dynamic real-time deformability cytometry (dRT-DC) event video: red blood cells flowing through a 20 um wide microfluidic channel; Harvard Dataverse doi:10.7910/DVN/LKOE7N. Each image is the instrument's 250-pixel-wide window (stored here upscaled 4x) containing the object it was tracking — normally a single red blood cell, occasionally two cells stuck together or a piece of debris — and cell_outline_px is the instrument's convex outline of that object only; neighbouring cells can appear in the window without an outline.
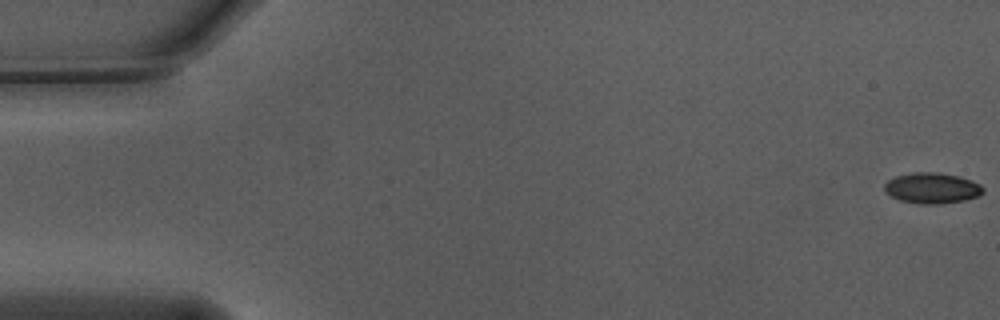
{"species": "Egyptian fruit bat (a non-hibernating species)", "species_latin": "Rousettus aegyptiacus", "temperature_condition": "warm", "stored_images_in_passage": 18, "camera_frame_rate_fps": 3000, "um_per_image_px": 0.085, "animal": {"sex": "male"}, "frame": {"image": 1, "passage_image": 1, "time_ms": 0.0, "image_size_px": [1000, 320], "cell_outline_px": [[984, 192], [980, 196], [964, 200], [940, 204], [916, 204], [900, 200], [892, 196], [884, 188], [884, 184], [888, 180], [896, 176], [916, 172], [936, 172], [960, 176], [980, 184], [984, 188]], "centroid_in_image_um": [79.26, 15.99], "position_along_channel_um": 5.7, "area_um2": 17.69}}
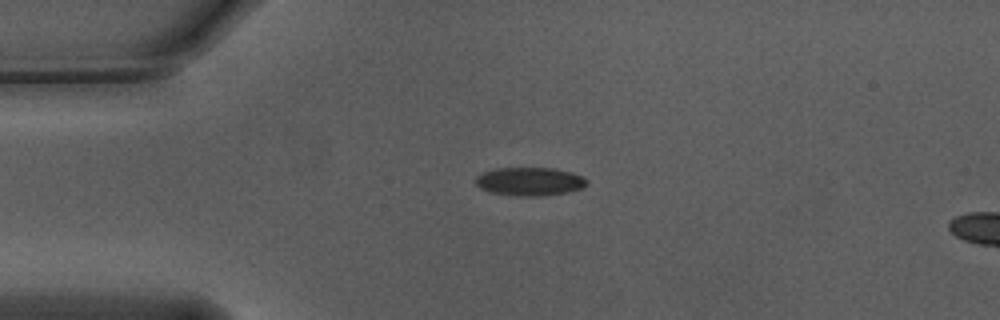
{"frame": {"image": 2, "passage_image": 14, "time_ms": 4.333, "image_size_px": [1000, 320], "cell_outline_px": [[588, 184], [584, 188], [568, 192], [540, 196], [516, 196], [492, 192], [480, 188], [476, 184], [476, 176], [484, 172], [496, 168], [552, 168], [572, 172], [588, 180]], "centroid_in_image_um": [45.05, 15.43], "position_along_channel_um": 39.9, "area_um2": 18.38}}